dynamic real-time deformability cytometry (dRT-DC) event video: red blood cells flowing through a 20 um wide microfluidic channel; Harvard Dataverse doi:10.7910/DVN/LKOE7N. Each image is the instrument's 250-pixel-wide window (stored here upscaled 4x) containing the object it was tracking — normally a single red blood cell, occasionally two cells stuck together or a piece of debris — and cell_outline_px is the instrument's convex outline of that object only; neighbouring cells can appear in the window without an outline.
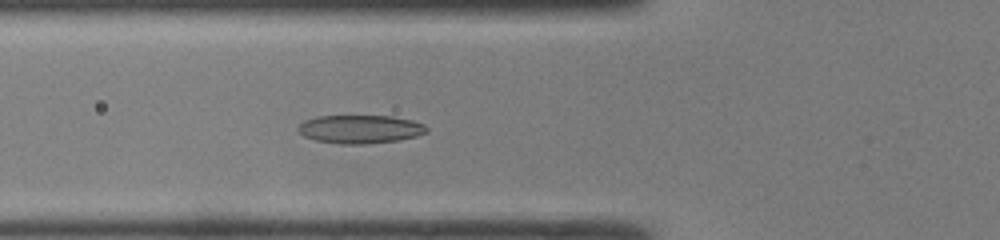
{"species": "common noctule bat (a hibernating species)", "species_latin": "Nyctalus noctula", "temperature_condition": "room temperature", "stored_images_in_passage": 47, "camera_frame_rate_fps": 3000, "um_per_image_px": 0.085, "animal": {"sex": "male", "body_mass_g": 19.0, "forearm_length_mm": 50.8}, "frame": {"image": 1, "passage_image": 17, "time_ms": 5.333, "image_size_px": [1000, 240], "cell_outline_px": [[428, 132], [416, 136], [400, 140], [364, 144], [340, 144], [316, 140], [304, 136], [296, 128], [304, 120], [316, 116], [392, 116], [412, 120], [424, 124], [428, 128]], "centroid_in_image_um": [30.62, 10.98], "position_along_channel_um": 95.2, "area_um2": 21.33}}
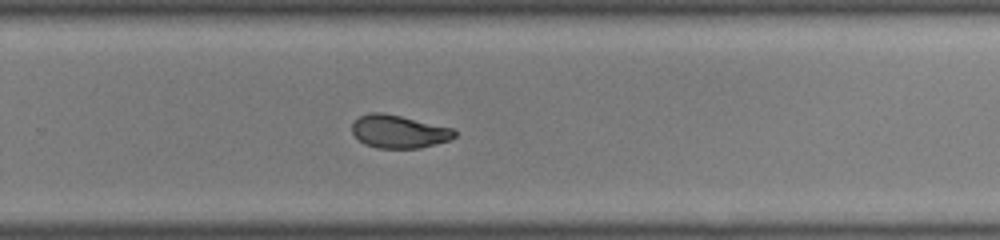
{"frame": {"image": 2, "passage_image": 31, "time_ms": 10.0, "image_size_px": [1000, 240], "cell_outline_px": [[456, 136], [448, 140], [420, 148], [376, 148], [364, 144], [352, 132], [352, 124], [360, 116], [372, 112], [380, 112], [400, 116], [456, 128]], "centroid_in_image_um": [33.92, 11.18], "position_along_channel_um": 295.9, "area_um2": 19.65}}
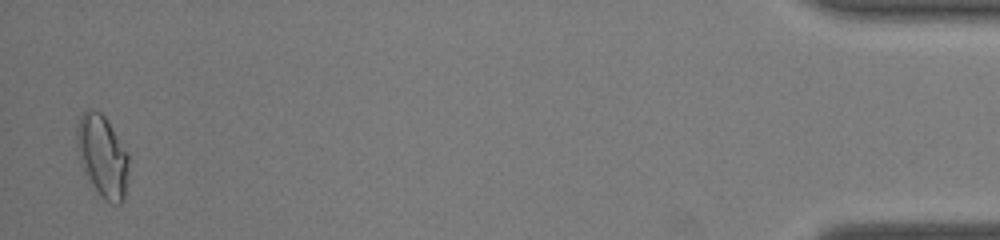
{"frame": {"image": 3, "passage_image": 46, "time_ms": 15.0, "image_size_px": [1000, 240], "cell_outline_px": [[128, 176], [124, 200], [120, 204], [112, 204], [104, 200], [100, 196], [88, 180], [80, 164], [76, 144], [76, 128], [80, 116], [88, 108], [96, 108], [104, 116], [128, 152]], "centroid_in_image_um": [8.69, 13.28], "position_along_channel_um": 426.5, "area_um2": 25.2}, "authors_computed_cell_mechanics": {"area_um2": 21.097, "velocity_mm_per_s": 4.3017, "shape_relaxation_time_tau1_ms": null, "shape_relaxation_time_tau2_ms": 2.465, "deformation_change_tau1": null, "deformation_change_tau2": 0.0651}}